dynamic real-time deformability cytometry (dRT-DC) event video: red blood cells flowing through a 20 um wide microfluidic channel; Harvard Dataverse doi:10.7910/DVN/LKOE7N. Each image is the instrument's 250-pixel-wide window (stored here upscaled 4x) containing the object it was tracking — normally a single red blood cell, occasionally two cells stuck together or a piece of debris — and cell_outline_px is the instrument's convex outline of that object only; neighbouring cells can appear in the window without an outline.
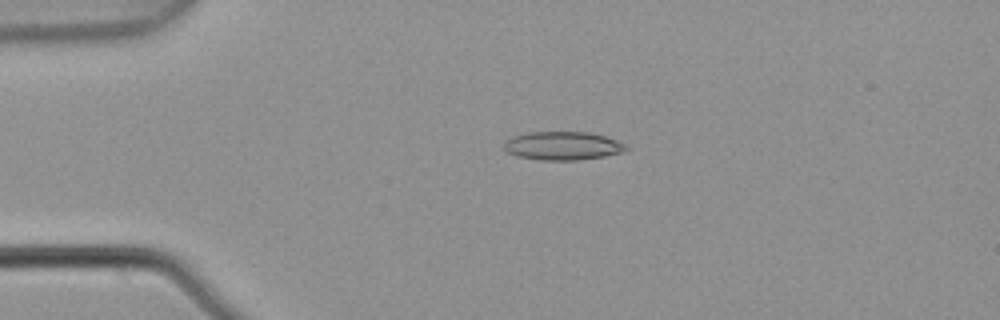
{"species": "common noctule bat (a hibernating species)", "species_latin": "Nyctalus noctula", "temperature_condition": "warm", "stored_images_in_passage": 5, "segment_of_instrument_passage": [1, 2], "camera_frame_rate_fps": 3000, "um_per_image_px": 0.085, "animal": {"sex": "male", "body_mass_g": 21.5, "forearm_length_mm": 52.0}, "frame": {"image": 1, "passage_image": 4, "time_ms": 1.0, "image_size_px": [1000, 320], "cell_outline_px": [[628, 148], [624, 152], [604, 156], [576, 160], [540, 160], [516, 156], [508, 152], [504, 148], [504, 140], [512, 136], [528, 132], [588, 132], [604, 136], [616, 140], [624, 144]], "centroid_in_image_um": [47.79, 12.39], "position_along_channel_um": 37.2, "area_um2": 20.23}}